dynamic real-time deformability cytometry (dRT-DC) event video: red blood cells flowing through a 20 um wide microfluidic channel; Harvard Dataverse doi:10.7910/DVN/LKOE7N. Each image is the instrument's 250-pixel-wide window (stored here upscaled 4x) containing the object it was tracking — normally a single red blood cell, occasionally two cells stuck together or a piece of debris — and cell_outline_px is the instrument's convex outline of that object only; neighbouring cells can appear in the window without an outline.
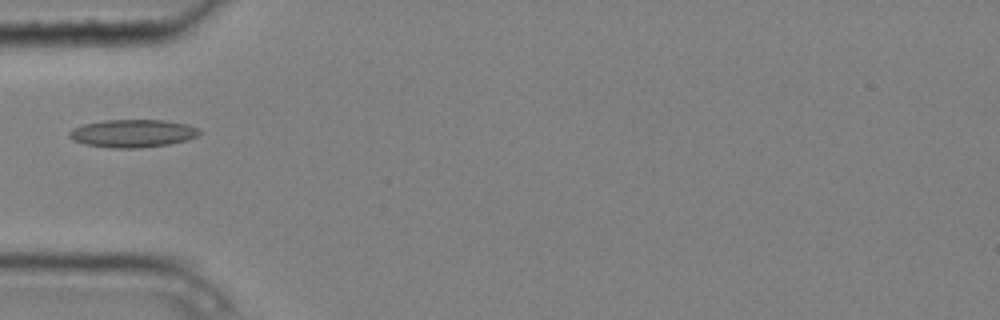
{"species": "common noctule bat (a hibernating species)", "species_latin": "Nyctalus noctula", "temperature_condition": "cold", "stored_images_in_passage": 5, "camera_frame_rate_fps": 3000, "um_per_image_px": 0.085, "animal": {"sex": "male", "body_mass_g": 20.4}, "frame": {"image": 1, "passage_image": 5, "time_ms": 1.333, "image_size_px": [1000, 320], "cell_outline_px": [[204, 132], [188, 140], [168, 144], [140, 148], [112, 148], [84, 144], [72, 140], [68, 136], [68, 132], [72, 128], [84, 124], [104, 120], [164, 120], [188, 124], [200, 128]], "centroid_in_image_um": [11.3, 11.33], "position_along_channel_um": 73.7, "area_um2": 21.39}}